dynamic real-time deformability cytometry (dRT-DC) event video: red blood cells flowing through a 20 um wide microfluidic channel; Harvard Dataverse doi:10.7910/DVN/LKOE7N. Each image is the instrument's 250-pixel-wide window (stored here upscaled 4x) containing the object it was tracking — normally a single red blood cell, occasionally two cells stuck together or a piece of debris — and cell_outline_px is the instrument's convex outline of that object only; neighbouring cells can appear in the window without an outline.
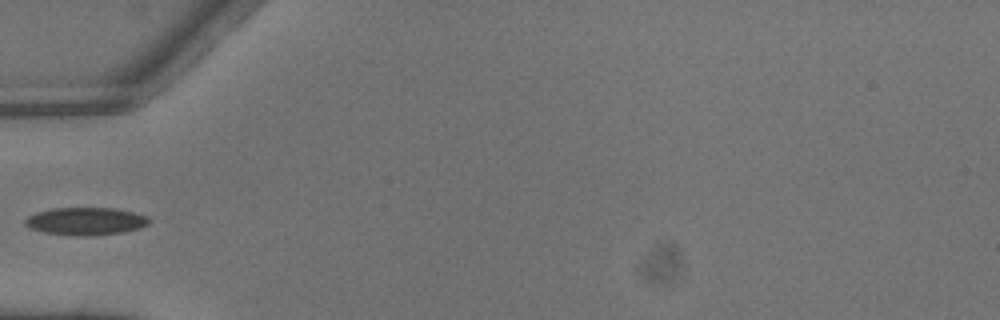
{"species": "common noctule bat (a hibernating species)", "species_latin": "Nyctalus noctula", "temperature_condition": "warm", "stored_images_in_passage": 1, "camera_frame_rate_fps": 3000, "um_per_image_px": 0.085, "animal": {"sex": "male", "body_mass_g": 13.3}, "frame": {"image": 1, "passage_image": 1, "time_ms": 0.0, "image_size_px": [1000, 320], "cell_outline_px": [[148, 224], [140, 228], [124, 232], [88, 236], [84, 236], [44, 232], [28, 228], [24, 224], [24, 220], [28, 216], [36, 212], [52, 208], [116, 208], [148, 216]], "centroid_in_image_um": [7.26, 18.8], "position_along_channel_um": 77.7, "area_um2": 19.94}}